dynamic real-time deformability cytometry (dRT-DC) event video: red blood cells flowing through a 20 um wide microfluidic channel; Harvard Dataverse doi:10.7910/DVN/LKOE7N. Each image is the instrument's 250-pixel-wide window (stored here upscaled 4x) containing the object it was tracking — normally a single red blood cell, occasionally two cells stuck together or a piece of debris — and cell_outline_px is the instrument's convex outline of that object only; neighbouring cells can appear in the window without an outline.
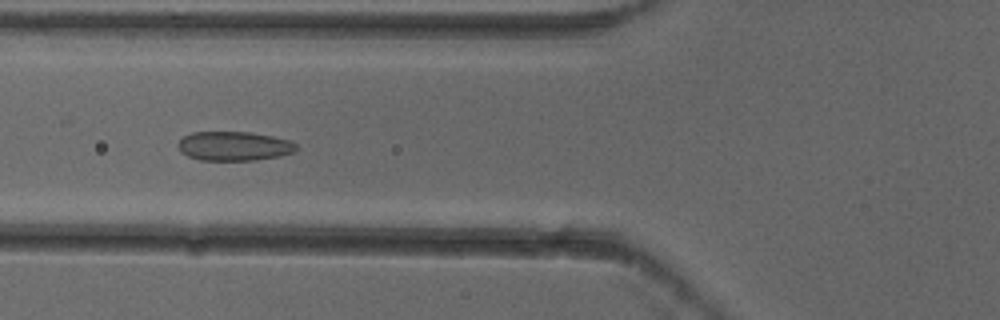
{"species": "common noctule bat (a hibernating species)", "species_latin": "Nyctalus noctula", "temperature_condition": "cold", "stored_images_in_passage": 5, "camera_frame_rate_fps": 3000, "um_per_image_px": 0.085, "animal": {"sex": "female"}, "frame": {"image": 1, "passage_image": 5, "time_ms": 1.333, "image_size_px": [1000, 320], "cell_outline_px": [[300, 148], [296, 152], [280, 156], [256, 160], [200, 160], [188, 156], [180, 152], [176, 144], [184, 136], [192, 132], [252, 132], [292, 140]], "centroid_in_image_um": [19.93, 12.42], "position_along_channel_um": 105.9, "area_um2": 20.46}}